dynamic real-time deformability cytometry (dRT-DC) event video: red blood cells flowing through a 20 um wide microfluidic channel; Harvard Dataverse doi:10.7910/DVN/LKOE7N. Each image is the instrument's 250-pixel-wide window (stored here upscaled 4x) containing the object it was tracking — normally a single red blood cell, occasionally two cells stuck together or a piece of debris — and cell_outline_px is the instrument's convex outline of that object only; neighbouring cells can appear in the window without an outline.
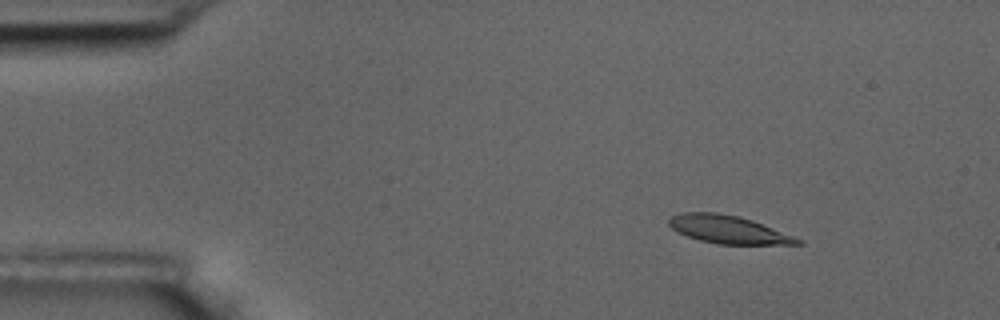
{"species": "common noctule bat (a hibernating species)", "species_latin": "Nyctalus noctula", "temperature_condition": "room temperature", "stored_images_in_passage": 5, "camera_frame_rate_fps": 3000, "um_per_image_px": 0.085, "animal": {"sex": "male", "body_mass_g": 17.5, "forearm_length_mm": 52.3}, "frame": {"image": 1, "passage_image": 3, "time_ms": 2.333, "image_size_px": [1000, 320], "cell_outline_px": [[804, 244], [716, 244], [700, 240], [688, 236], [672, 228], [668, 224], [668, 220], [672, 216], [680, 212], [716, 212], [736, 216], [752, 220], [804, 240]], "centroid_in_image_um": [61.91, 19.51], "position_along_channel_um": 23.1, "area_um2": 20.75}}
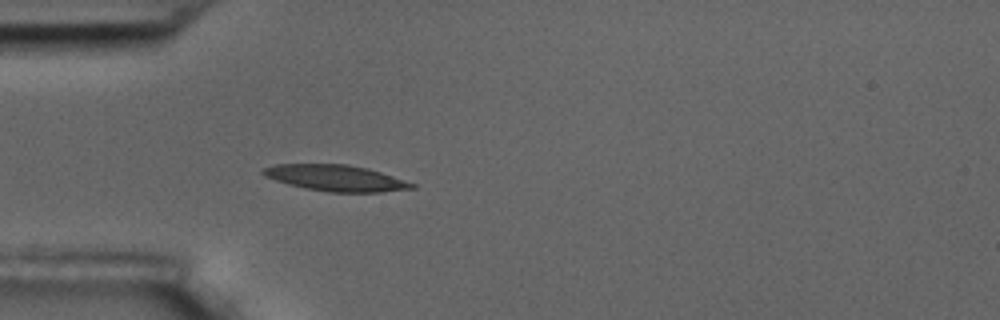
{"frame": {"image": 2, "passage_image": 5, "time_ms": 5.333, "image_size_px": [1000, 320], "cell_outline_px": [[416, 188], [380, 192], [328, 192], [304, 188], [288, 184], [264, 176], [260, 172], [264, 168], [276, 164], [348, 164], [368, 168], [416, 184]], "centroid_in_image_um": [28.53, 15.13], "position_along_channel_um": 56.5, "area_um2": 22.6}}